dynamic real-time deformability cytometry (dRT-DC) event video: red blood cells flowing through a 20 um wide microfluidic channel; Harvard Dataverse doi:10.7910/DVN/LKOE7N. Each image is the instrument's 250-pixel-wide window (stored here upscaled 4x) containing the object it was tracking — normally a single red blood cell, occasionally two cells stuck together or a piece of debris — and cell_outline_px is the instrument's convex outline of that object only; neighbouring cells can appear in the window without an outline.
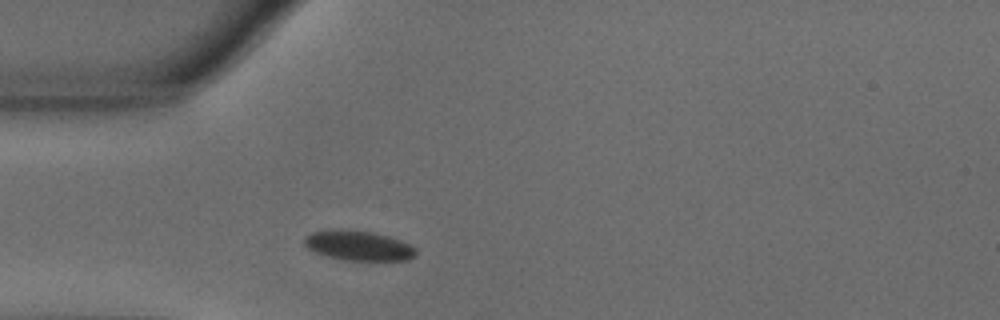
{"species": "common noctule bat (a hibernating species)", "species_latin": "Nyctalus noctula", "temperature_condition": "warm", "stored_images_in_passage": 41, "camera_frame_rate_fps": 3000, "um_per_image_px": 0.085, "animal": {"sex": "male", "body_mass_g": 18.8}, "frame": {"image": 1, "passage_image": 1, "time_ms": 0.0, "image_size_px": [1000, 320], "cell_outline_px": [[416, 256], [408, 260], [344, 260], [328, 256], [316, 252], [308, 248], [304, 244], [304, 236], [312, 232], [340, 228], [372, 232], [388, 236], [400, 240], [416, 248]], "centroid_in_image_um": [30.46, 20.86], "position_along_channel_um": 54.5, "area_um2": 19.42}}
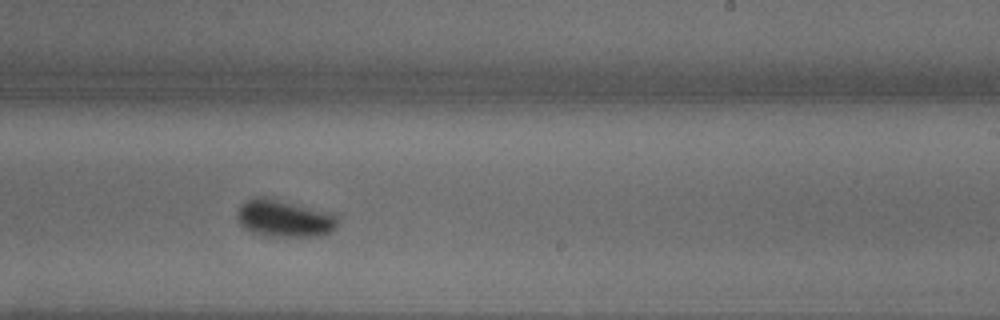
{"frame": {"image": 2, "passage_image": 19, "time_ms": 6.0, "image_size_px": [1000, 320], "cell_outline_px": [[336, 228], [332, 232], [320, 236], [264, 236], [252, 232], [244, 228], [240, 224], [236, 216], [236, 212], [240, 204], [244, 200], [252, 196], [264, 196], [336, 212]], "centroid_in_image_um": [24.15, 18.53], "position_along_channel_um": 264.8, "area_um2": 22.48}}
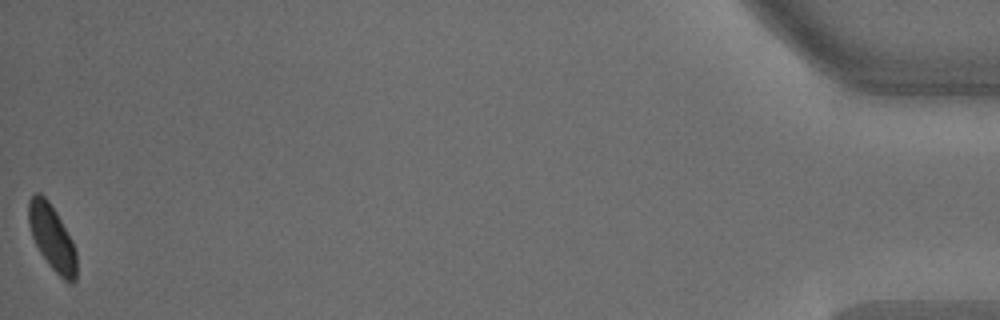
{"frame": {"image": 3, "passage_image": 41, "time_ms": 13.333, "image_size_px": [1000, 320], "cell_outline_px": [[76, 280], [72, 284], [68, 284], [48, 264], [40, 252], [32, 236], [28, 224], [28, 200], [36, 192], [40, 192], [48, 200], [56, 212], [72, 240], [76, 252]], "centroid_in_image_um": [4.42, 20.2], "position_along_channel_um": 430.8, "area_um2": 18.26}, "authors_computed_cell_mechanics": {"area_um2": 19.941, "velocity_mm_per_s": 3.594, "shape_relaxation_time_tau1_ms": 11.0957, "shape_relaxation_time_tau2_ms": null, "deformation_change_tau1": 0.2871, "deformation_change_tau2": null}}